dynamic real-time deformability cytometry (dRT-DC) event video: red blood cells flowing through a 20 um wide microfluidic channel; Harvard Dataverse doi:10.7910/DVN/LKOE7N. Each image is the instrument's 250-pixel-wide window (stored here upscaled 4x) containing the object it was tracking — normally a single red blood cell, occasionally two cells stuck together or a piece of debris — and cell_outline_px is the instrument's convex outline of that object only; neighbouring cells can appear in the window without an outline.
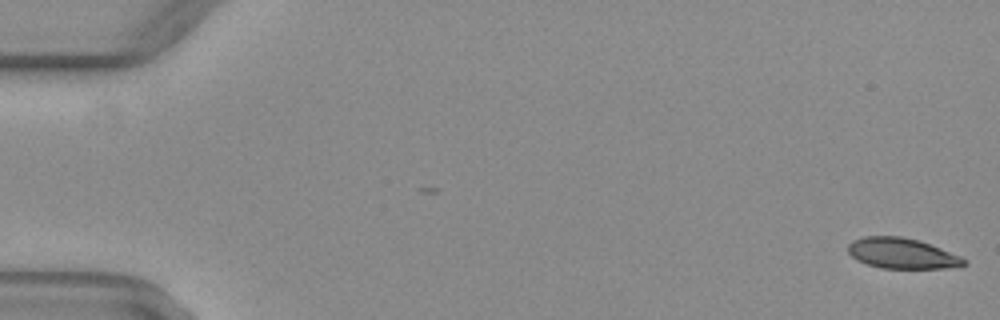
{"species": "common noctule bat (a hibernating species)", "species_latin": "Nyctalus noctula", "temperature_condition": "warm", "stored_images_in_passage": 51, "camera_frame_rate_fps": 3000, "um_per_image_px": 0.085, "animal": {"sex": "female", "body_mass_g": 29.2, "forearm_length_mm": 56.3}, "frame": {"image": 1, "passage_image": 1, "time_ms": 0.0, "image_size_px": [1000, 320], "cell_outline_px": [[968, 264], [944, 268], [880, 268], [856, 260], [848, 252], [848, 244], [852, 240], [864, 236], [900, 236], [920, 240], [960, 256], [968, 260]], "centroid_in_image_um": [76.65, 21.53], "position_along_channel_um": 8.3, "area_um2": 20.63}}
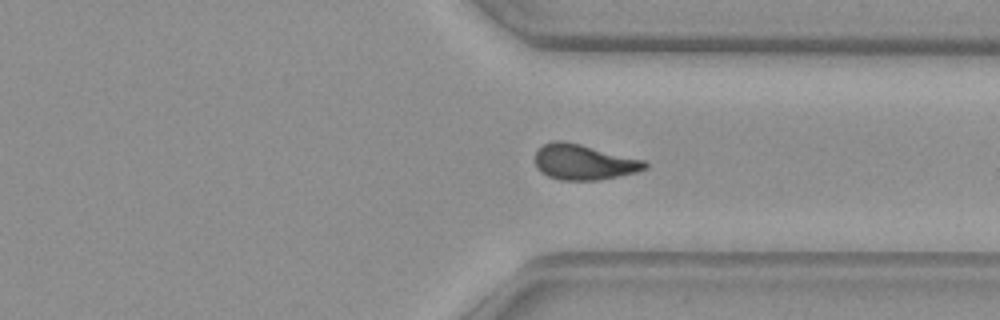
{"frame": {"image": 2, "passage_image": 39, "time_ms": 12.667, "image_size_px": [1000, 320], "cell_outline_px": [[648, 168], [636, 172], [600, 180], [560, 180], [548, 176], [540, 172], [536, 168], [536, 148], [552, 140], [560, 140], [580, 144], [644, 160], [648, 164]], "centroid_in_image_um": [49.6, 13.78], "position_along_channel_um": 361.8, "area_um2": 22.72}}
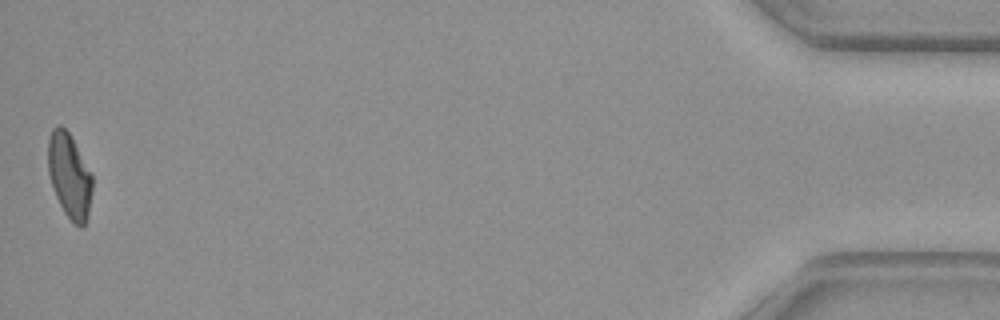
{"frame": {"image": 3, "passage_image": 51, "time_ms": 16.667, "image_size_px": [1000, 320], "cell_outline_px": [[92, 192], [88, 216], [84, 224], [80, 228], [64, 212], [56, 196], [48, 172], [48, 140], [52, 128], [56, 124], [60, 124], [68, 132], [92, 172]], "centroid_in_image_um": [5.91, 14.91], "position_along_channel_um": 429.3, "area_um2": 21.79}, "authors_computed_cell_mechanics": {"area_um2": 22.4842, "velocity_mm_per_s": 4.0913, "shape_relaxation_time_tau1_ms": null, "shape_relaxation_time_tau2_ms": 2.3208, "deformation_change_tau1": null, "deformation_change_tau2": 0.0822}}